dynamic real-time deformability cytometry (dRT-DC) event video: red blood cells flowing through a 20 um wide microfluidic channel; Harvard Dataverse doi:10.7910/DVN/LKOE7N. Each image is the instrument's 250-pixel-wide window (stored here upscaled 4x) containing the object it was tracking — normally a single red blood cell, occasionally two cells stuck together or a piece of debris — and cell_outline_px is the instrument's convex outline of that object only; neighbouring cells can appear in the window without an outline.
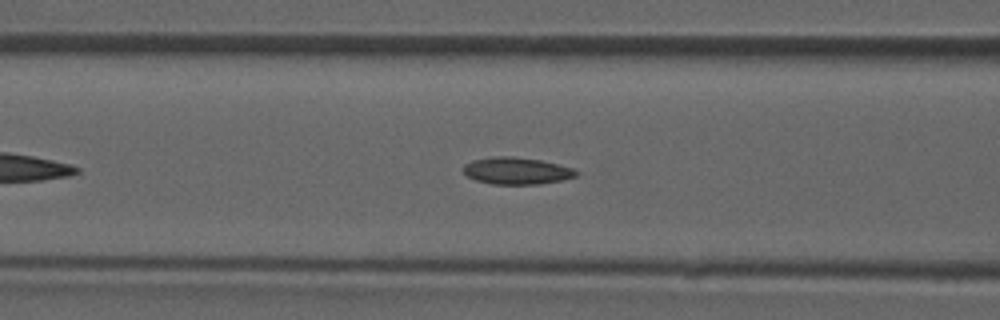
{"species": "common noctule bat (a hibernating species)", "species_latin": "Nyctalus noctula", "temperature_condition": "room temperature", "stored_images_in_passage": 33, "camera_frame_rate_fps": 3000, "um_per_image_px": 0.085, "animal": {"sex": "male", "forearm_length_mm": 52.5}, "frame": {"image": 1, "passage_image": 10, "time_ms": 3.0, "image_size_px": [1000, 320], "cell_outline_px": [[580, 172], [576, 176], [560, 180], [540, 184], [492, 184], [476, 180], [468, 176], [464, 172], [464, 164], [472, 160], [492, 156], [512, 156], [540, 160], [572, 168]], "centroid_in_image_um": [43.9, 14.51], "position_along_channel_um": 122.7, "area_um2": 17.63}}